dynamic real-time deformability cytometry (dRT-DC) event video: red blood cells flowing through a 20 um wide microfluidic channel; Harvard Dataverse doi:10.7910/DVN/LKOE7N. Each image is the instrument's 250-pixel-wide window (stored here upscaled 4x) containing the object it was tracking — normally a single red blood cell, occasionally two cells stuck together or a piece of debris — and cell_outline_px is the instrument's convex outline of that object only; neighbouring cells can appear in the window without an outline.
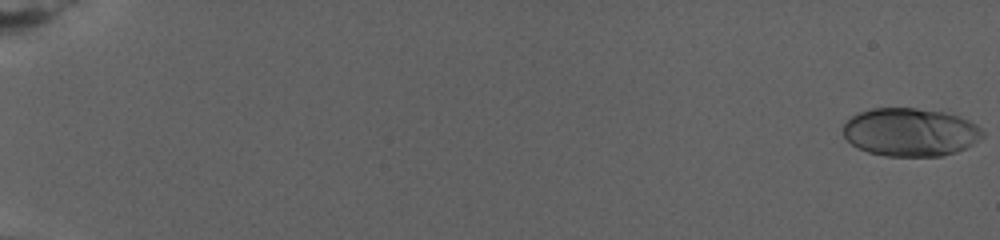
{"species": "human", "species_latin": "Homo sapiens", "temperature_condition": "warm", "stored_images_in_passage": 39, "camera_frame_rate_fps": 3000, "um_per_image_px": 0.085, "donor": {"sex": "female"}, "frame": {"image": 1, "passage_image": 1, "time_ms": 0.0, "image_size_px": [1000, 240], "cell_outline_px": [[984, 132], [972, 144], [956, 152], [940, 156], [888, 156], [868, 152], [852, 144], [844, 136], [844, 124], [852, 116], [860, 112], [872, 108], [916, 108], [944, 112], [968, 120], [976, 124]], "centroid_in_image_um": [77.36, 11.23], "position_along_channel_um": 7.6, "area_um2": 38.73}}
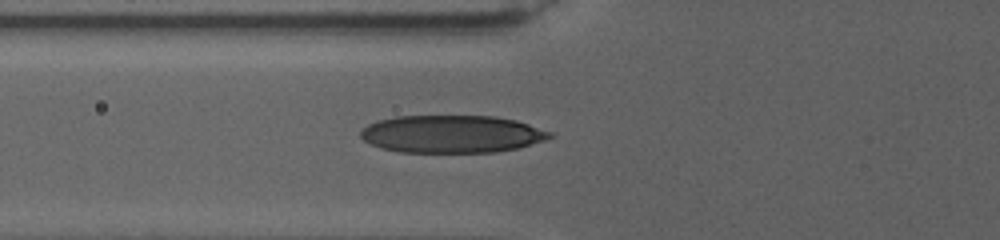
{"frame": {"image": 2, "passage_image": 23, "time_ms": 10.667, "image_size_px": [1000, 240], "cell_outline_px": [[552, 136], [544, 140], [516, 148], [496, 152], [400, 152], [380, 148], [364, 140], [360, 136], [360, 132], [368, 124], [376, 120], [396, 116], [496, 116], [516, 120], [552, 132]], "centroid_in_image_um": [38.37, 11.38], "position_along_channel_um": 87.4, "area_um2": 41.38}}
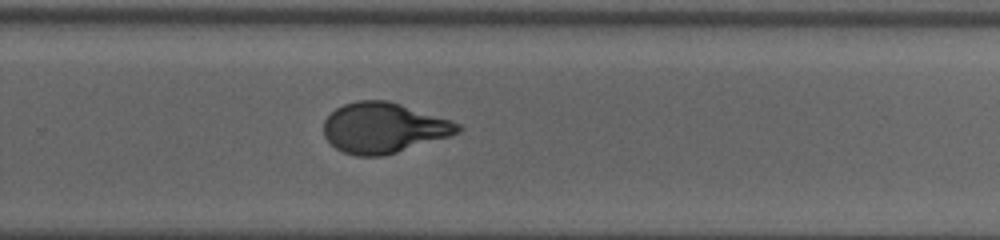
{"frame": {"image": 3, "passage_image": 39, "time_ms": 18.333, "image_size_px": [1000, 240], "cell_outline_px": [[464, 128], [460, 132], [452, 136], [384, 156], [356, 156], [344, 152], [336, 148], [324, 136], [324, 120], [336, 108], [344, 104], [356, 100], [388, 100], [460, 124]], "centroid_in_image_um": [32.61, 10.88], "position_along_channel_um": 297.2, "area_um2": 39.25}}